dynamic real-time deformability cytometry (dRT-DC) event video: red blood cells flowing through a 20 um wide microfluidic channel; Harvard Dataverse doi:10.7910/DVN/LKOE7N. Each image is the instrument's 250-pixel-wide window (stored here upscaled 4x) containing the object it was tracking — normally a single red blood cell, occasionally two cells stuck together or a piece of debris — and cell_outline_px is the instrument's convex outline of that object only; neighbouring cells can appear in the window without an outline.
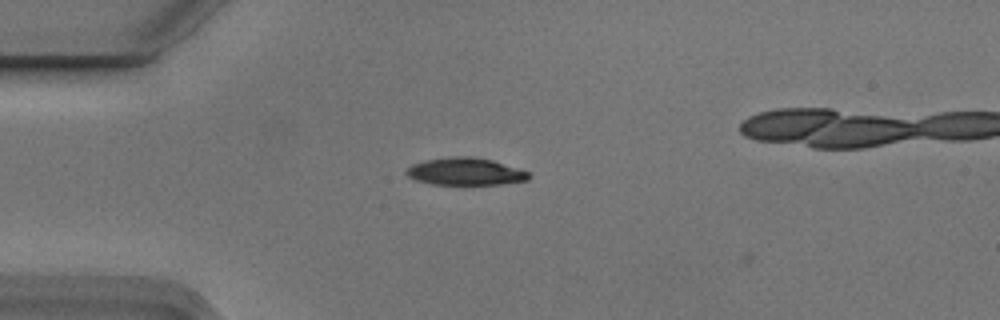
{"species": "Egyptian fruit bat (a non-hibernating species)", "species_latin": "Rousettus aegyptiacus", "temperature_condition": "cold", "stored_images_in_passage": 3, "camera_frame_rate_fps": 3000, "um_per_image_px": 0.085, "animal": {"sex": "male"}, "frame": {"image": 1, "passage_image": 2, "time_ms": 0.333, "image_size_px": [1000, 320], "cell_outline_px": [[532, 176], [528, 180], [500, 184], [432, 184], [416, 180], [408, 176], [404, 172], [412, 164], [424, 160], [452, 156], [472, 156], [492, 160], [528, 172]], "centroid_in_image_um": [39.53, 14.57], "position_along_channel_um": 45.5, "area_um2": 19.42}}